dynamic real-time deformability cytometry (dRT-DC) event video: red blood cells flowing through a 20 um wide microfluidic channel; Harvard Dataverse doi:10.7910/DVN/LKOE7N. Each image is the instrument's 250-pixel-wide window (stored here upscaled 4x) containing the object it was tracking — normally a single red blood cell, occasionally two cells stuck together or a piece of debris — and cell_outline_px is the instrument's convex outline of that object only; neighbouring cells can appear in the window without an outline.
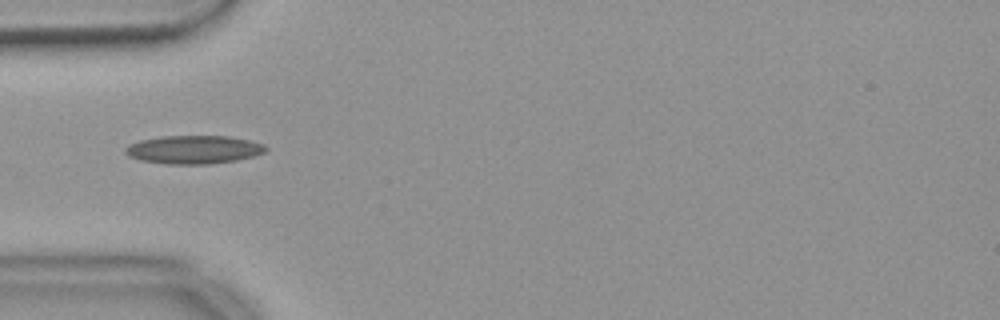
{"species": "common noctule bat (a hibernating species)", "species_latin": "Nyctalus noctula", "temperature_condition": "warm", "stored_images_in_passage": 3, "camera_frame_rate_fps": 3000, "um_per_image_px": 0.085, "animal": {"sex": "female", "body_mass_g": 18.4}, "frame": {"image": 1, "passage_image": 1, "time_ms": 0.0, "image_size_px": [1000, 320], "cell_outline_px": [[268, 148], [264, 152], [252, 156], [236, 160], [208, 164], [168, 164], [140, 160], [128, 156], [124, 152], [124, 148], [128, 144], [140, 140], [164, 136], [228, 136], [248, 140], [264, 144]], "centroid_in_image_um": [16.43, 12.71], "position_along_channel_um": 68.6, "area_um2": 23.12}}